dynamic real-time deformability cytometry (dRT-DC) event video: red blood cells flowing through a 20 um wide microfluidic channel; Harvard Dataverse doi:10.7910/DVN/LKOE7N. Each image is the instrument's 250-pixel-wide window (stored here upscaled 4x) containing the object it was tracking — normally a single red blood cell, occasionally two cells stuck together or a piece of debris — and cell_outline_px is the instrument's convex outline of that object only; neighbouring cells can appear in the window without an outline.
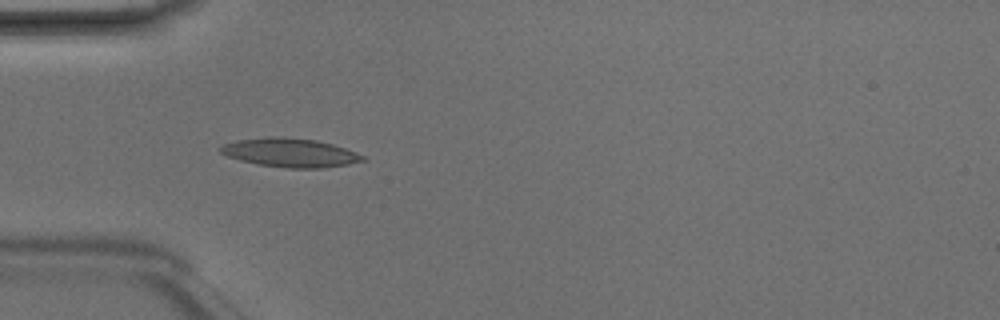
{"species": "Egyptian fruit bat (a non-hibernating species)", "species_latin": "Rousettus aegyptiacus", "temperature_condition": "room temperature", "stored_images_in_passage": 5, "camera_frame_rate_fps": 3000, "um_per_image_px": 0.085, "animal": {"sex": "male"}, "frame": {"image": 1, "passage_image": 4, "time_ms": 1.0, "image_size_px": [1000, 320], "cell_outline_px": [[368, 160], [348, 164], [320, 168], [288, 168], [260, 164], [240, 160], [228, 156], [220, 152], [216, 148], [224, 144], [236, 140], [268, 136], [272, 136], [316, 140], [332, 144], [356, 152], [364, 156]], "centroid_in_image_um": [24.65, 12.97], "position_along_channel_um": 60.4, "area_um2": 23.76}}